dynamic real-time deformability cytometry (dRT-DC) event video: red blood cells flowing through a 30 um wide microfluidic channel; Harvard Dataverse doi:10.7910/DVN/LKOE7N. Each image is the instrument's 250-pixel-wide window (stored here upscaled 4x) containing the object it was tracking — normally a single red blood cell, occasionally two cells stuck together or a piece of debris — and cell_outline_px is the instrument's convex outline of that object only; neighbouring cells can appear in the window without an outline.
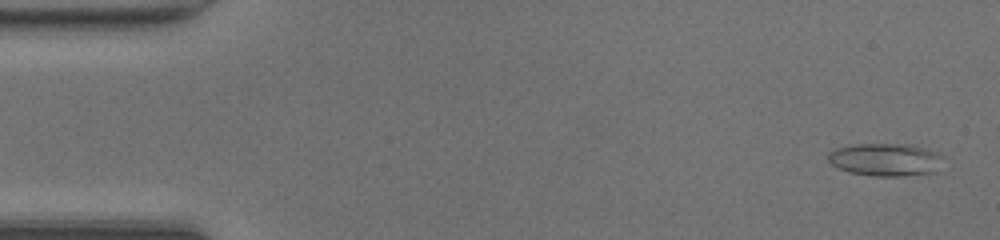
{"species": "common noctule bat (a hibernating species)", "species_latin": "Nyctalus noctula", "temperature_condition": "room temperature", "stored_images_in_passage": 47, "camera_frame_rate_fps": 3000, "um_per_image_px": 0.085, "animal": {"sex": "female", "body_mass_g": 20.0, "forearm_length_mm": 54.0}, "frame": {"image": 1, "passage_image": 2, "time_ms": 0.333, "image_size_px": [1000, 240], "cell_outline_px": [[944, 156], [936, 172], [904, 176], [872, 176], [848, 172], [836, 168], [828, 160], [828, 152], [836, 148], [856, 144], [912, 144], [928, 148]], "centroid_in_image_um": [75.27, 13.57], "position_along_channel_um": 9.7, "area_um2": 22.31}}
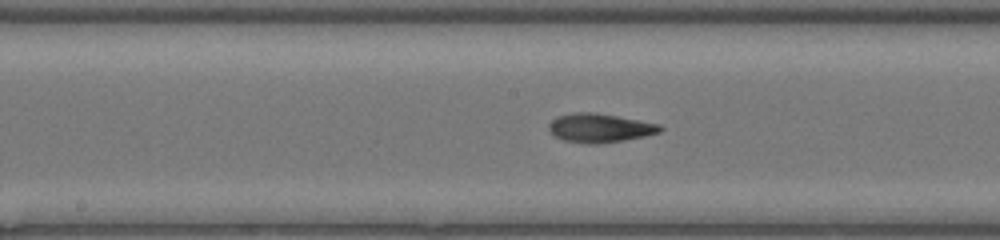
{"frame": {"image": 2, "passage_image": 24, "time_ms": 7.667, "image_size_px": [1000, 240], "cell_outline_px": [[664, 128], [660, 132], [644, 136], [624, 140], [596, 144], [588, 144], [564, 140], [556, 136], [548, 128], [548, 124], [556, 116], [572, 112], [596, 112], [660, 124]], "centroid_in_image_um": [50.98, 10.86], "position_along_channel_um": 197.2, "area_um2": 18.73}}
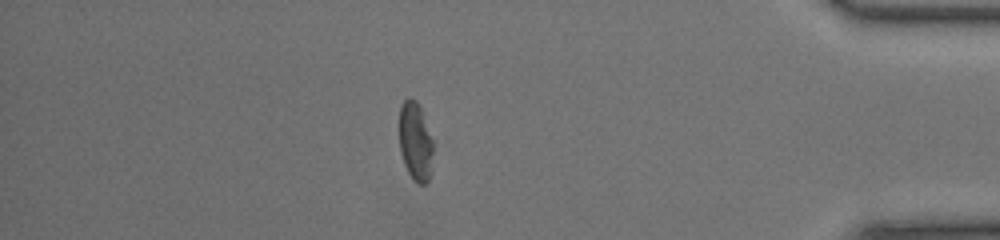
{"frame": {"image": 3, "passage_image": 41, "time_ms": 13.333, "image_size_px": [1000, 240], "cell_outline_px": [[432, 152], [428, 180], [424, 184], [416, 184], [412, 180], [404, 164], [400, 152], [400, 104], [408, 96], [412, 96], [420, 104], [432, 140]], "centroid_in_image_um": [35.28, 11.97], "position_along_channel_um": 399.9, "area_um2": 15.55}, "authors_computed_cell_mechanics": {"area_um2": 18.496, "velocity_mm_per_s": 4.3139, "shape_relaxation_time_tau1_ms": 5.088, "shape_relaxation_time_tau2_ms": 3.3011, "deformation_change_tau1": 0.156, "deformation_change_tau2": 0.1263}}